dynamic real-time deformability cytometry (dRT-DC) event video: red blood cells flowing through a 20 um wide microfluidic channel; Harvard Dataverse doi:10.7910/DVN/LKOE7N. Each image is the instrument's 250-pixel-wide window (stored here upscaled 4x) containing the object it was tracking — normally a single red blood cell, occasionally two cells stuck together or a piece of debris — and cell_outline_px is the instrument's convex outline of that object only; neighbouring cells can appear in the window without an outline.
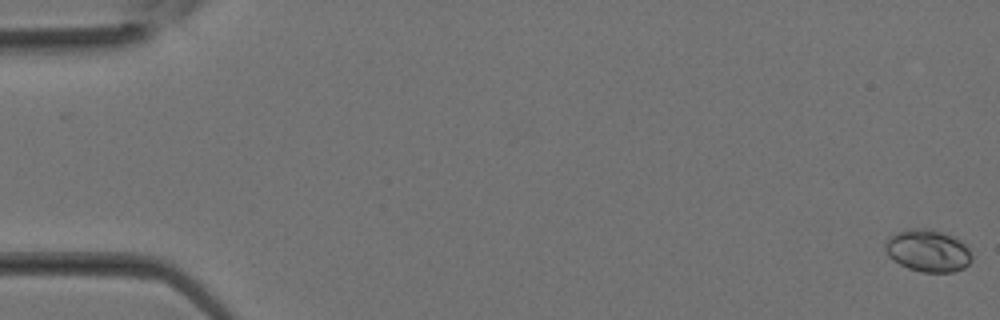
{"species": "Egyptian fruit bat (a non-hibernating species)", "species_latin": "Rousettus aegyptiacus", "temperature_condition": "room temperature", "stored_images_in_passage": 33, "camera_frame_rate_fps": 3000, "um_per_image_px": 0.085, "animal": {"sex": "female"}, "frame": {"image": 1, "passage_image": 1, "time_ms": 0.0, "image_size_px": [1000, 320], "cell_outline_px": [[972, 260], [964, 268], [952, 272], [920, 272], [908, 268], [892, 260], [888, 256], [884, 248], [884, 244], [888, 236], [896, 232], [908, 228], [928, 228], [952, 236], [960, 240], [968, 248], [972, 256]], "centroid_in_image_um": [78.83, 21.3], "position_along_channel_um": 6.2, "area_um2": 21.5}}
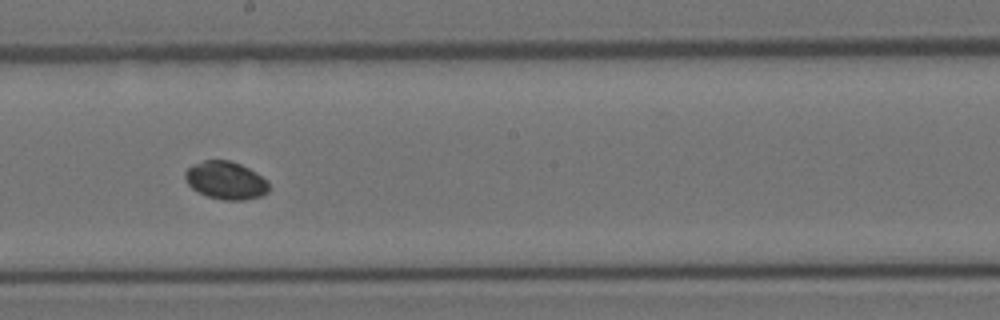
{"frame": {"image": 2, "passage_image": 19, "time_ms": 6.0, "image_size_px": [1000, 320], "cell_outline_px": [[268, 192], [260, 196], [244, 200], [224, 200], [208, 196], [192, 188], [188, 184], [184, 176], [184, 172], [192, 164], [204, 160], [228, 160], [240, 164], [256, 172], [268, 180]], "centroid_in_image_um": [19.19, 15.32], "position_along_channel_um": 229.0, "area_um2": 18.44}}
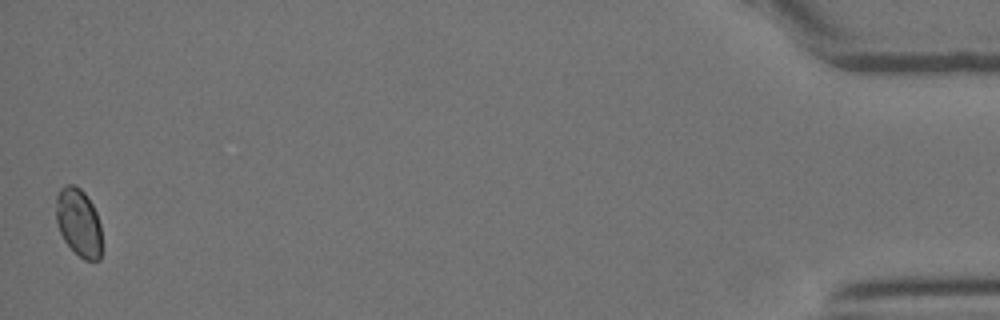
{"frame": {"image": 3, "passage_image": 33, "time_ms": 10.667, "image_size_px": [1000, 320], "cell_outline_px": [[100, 260], [84, 260], [64, 240], [60, 232], [56, 220], [56, 196], [60, 188], [68, 184], [72, 184], [80, 188], [84, 192], [92, 204], [96, 212], [100, 224]], "centroid_in_image_um": [6.67, 18.88], "position_along_channel_um": 428.5, "area_um2": 17.92}}